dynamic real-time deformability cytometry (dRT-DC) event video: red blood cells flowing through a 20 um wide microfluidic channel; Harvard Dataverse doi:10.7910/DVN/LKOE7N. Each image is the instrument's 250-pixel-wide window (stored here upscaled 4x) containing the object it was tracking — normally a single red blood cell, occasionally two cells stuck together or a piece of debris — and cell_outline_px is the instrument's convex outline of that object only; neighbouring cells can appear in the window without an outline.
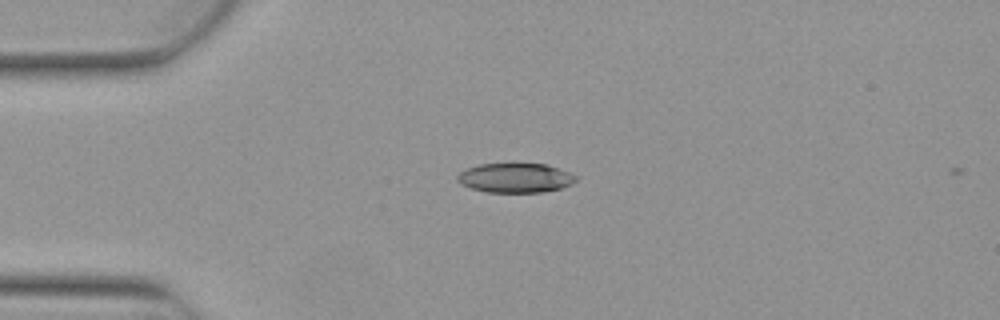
{"species": "Egyptian fruit bat (a non-hibernating species)", "species_latin": "Rousettus aegyptiacus", "temperature_condition": "warm", "stored_images_in_passage": 4, "camera_frame_rate_fps": 3000, "um_per_image_px": 0.085, "animal": {"sex": "female"}, "frame": {"image": 1, "passage_image": 4, "time_ms": 1.0, "image_size_px": [1000, 320], "cell_outline_px": [[576, 180], [572, 184], [560, 188], [540, 192], [488, 192], [472, 188], [456, 180], [456, 176], [460, 172], [468, 168], [480, 164], [548, 164], [568, 172], [576, 176]], "centroid_in_image_um": [43.81, 15.12], "position_along_channel_um": 41.2, "area_um2": 20.06}}